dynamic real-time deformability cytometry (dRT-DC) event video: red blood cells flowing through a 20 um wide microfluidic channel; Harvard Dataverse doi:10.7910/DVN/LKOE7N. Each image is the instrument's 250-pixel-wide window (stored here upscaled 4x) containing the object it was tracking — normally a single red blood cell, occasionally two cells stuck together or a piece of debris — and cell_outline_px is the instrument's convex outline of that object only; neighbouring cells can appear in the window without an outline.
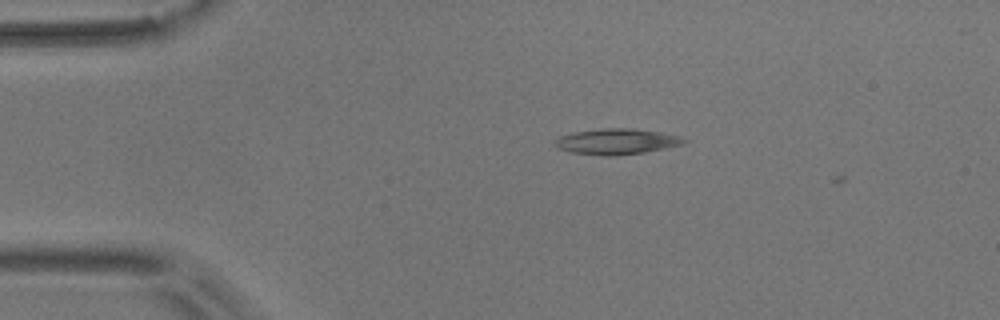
{"species": "common noctule bat (a hibernating species)", "species_latin": "Nyctalus noctula", "temperature_condition": "room temperature", "stored_images_in_passage": 3, "camera_frame_rate_fps": 3000, "um_per_image_px": 0.085, "animal": {"sex": "male", "body_mass_g": 17.9}, "frame": {"image": 1, "passage_image": 2, "time_ms": 0.333, "image_size_px": [1000, 320], "cell_outline_px": [[688, 140], [684, 144], [644, 152], [612, 156], [608, 156], [572, 152], [556, 148], [556, 140], [560, 136], [572, 132], [600, 128], [632, 128], [660, 132], [680, 136]], "centroid_in_image_um": [52.42, 12.02], "position_along_channel_um": 32.6, "area_um2": 19.25}}